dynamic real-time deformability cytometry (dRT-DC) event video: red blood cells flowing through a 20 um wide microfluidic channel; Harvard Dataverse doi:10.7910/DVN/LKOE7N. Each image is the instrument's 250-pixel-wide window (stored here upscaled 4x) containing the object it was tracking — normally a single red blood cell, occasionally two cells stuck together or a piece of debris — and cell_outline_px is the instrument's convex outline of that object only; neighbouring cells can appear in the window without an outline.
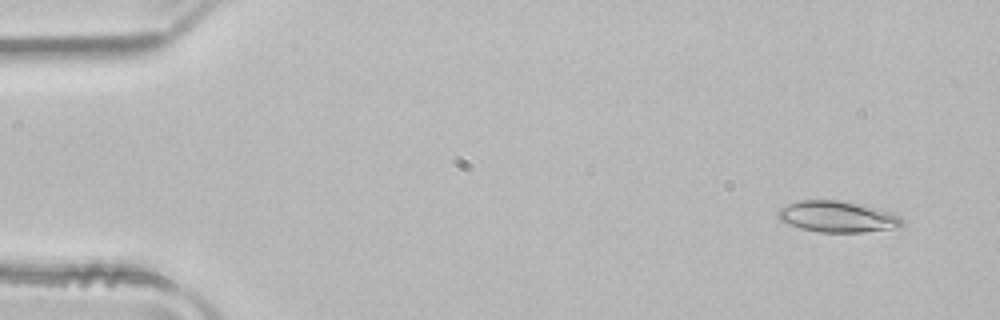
{"species": "common noctule bat (a hibernating species)", "species_latin": "Nyctalus noctula", "temperature_condition": "room temperature", "stored_images_in_passage": 51, "camera_frame_rate_fps": 3000, "um_per_image_px": 0.085, "animal": {"sex": "male", "body_mass_g": 21.5, "forearm_length_mm": 52.0}, "frame": {"image": 1, "passage_image": 4, "time_ms": 1.0, "image_size_px": [1000, 320], "cell_outline_px": [[904, 224], [900, 228], [864, 232], [820, 232], [800, 228], [788, 224], [780, 220], [776, 216], [776, 212], [780, 208], [796, 200], [840, 200], [876, 208], [892, 212], [900, 216], [904, 220]], "centroid_in_image_um": [71.19, 18.42], "position_along_channel_um": 13.8, "area_um2": 22.83}}
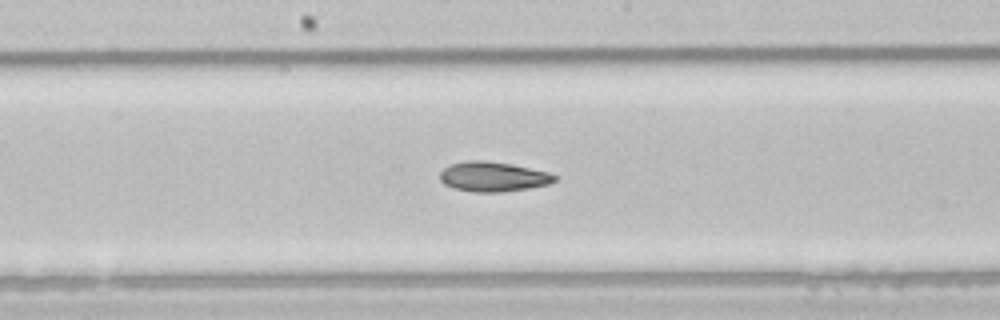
{"frame": {"image": 2, "passage_image": 27, "time_ms": 8.667, "image_size_px": [1000, 320], "cell_outline_px": [[556, 180], [548, 184], [528, 188], [500, 192], [472, 192], [456, 188], [444, 184], [440, 180], [440, 172], [448, 164], [468, 160], [484, 160], [512, 164], [548, 172], [556, 176]], "centroid_in_image_um": [41.88, 15.0], "position_along_channel_um": 206.3, "area_um2": 19.88}}
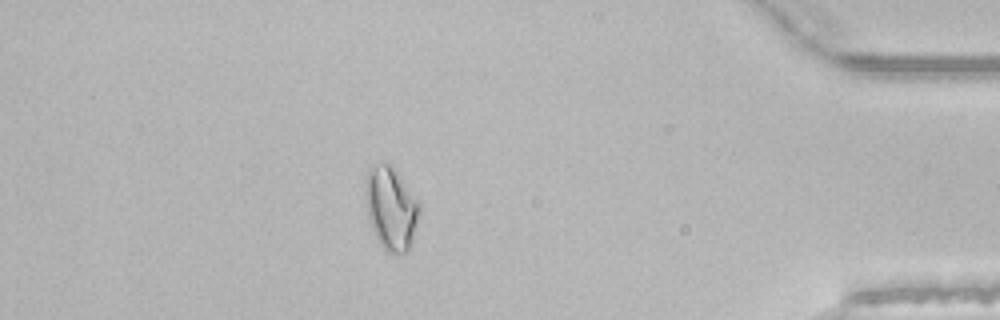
{"frame": {"image": 3, "passage_image": 45, "time_ms": 14.667, "image_size_px": [1000, 320], "cell_outline_px": [[420, 208], [416, 224], [408, 252], [388, 252], [380, 244], [372, 228], [368, 216], [364, 196], [364, 188], [368, 168], [372, 164], [392, 164], [420, 204]], "centroid_in_image_um": [33.2, 17.65], "position_along_channel_um": 402.0, "area_um2": 25.89}, "authors_computed_cell_mechanics": {"area_um2": 21.675, "velocity_mm_per_s": 3.9884, "shape_relaxation_time_tau1_ms": 6.6237, "shape_relaxation_time_tau2_ms": 4.8574, "deformation_change_tau1": 0.1307, "deformation_change_tau2": 0.1141}}